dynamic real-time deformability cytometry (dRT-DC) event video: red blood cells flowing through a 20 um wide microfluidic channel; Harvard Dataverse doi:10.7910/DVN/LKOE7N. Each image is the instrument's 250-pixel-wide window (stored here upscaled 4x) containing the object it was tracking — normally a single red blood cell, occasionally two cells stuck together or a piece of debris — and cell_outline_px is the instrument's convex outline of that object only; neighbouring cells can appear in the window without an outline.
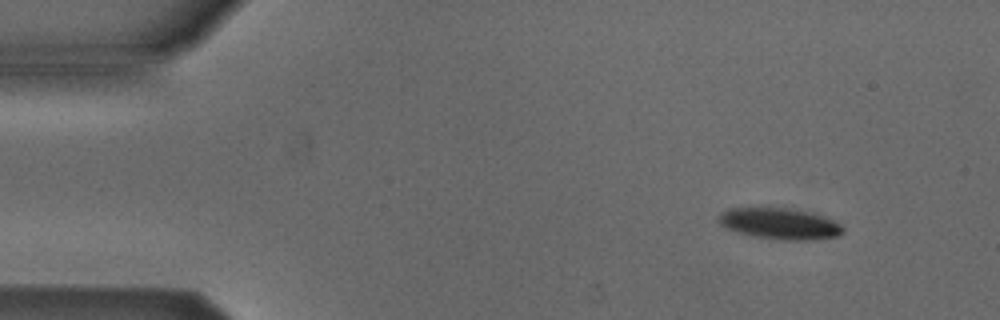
{"species": "Egyptian fruit bat (a non-hibernating species)", "species_latin": "Rousettus aegyptiacus", "temperature_condition": "cold", "stored_images_in_passage": 3, "camera_frame_rate_fps": 3000, "um_per_image_px": 0.085, "animal": {"sex": "male"}, "frame": {"image": 1, "passage_image": 1, "time_ms": 0.0, "image_size_px": [1000, 320], "cell_outline_px": [[844, 232], [836, 236], [812, 240], [784, 240], [752, 236], [736, 232], [720, 224], [720, 216], [728, 208], [788, 208], [812, 212], [832, 220], [840, 224], [844, 228]], "centroid_in_image_um": [66.31, 19.02], "position_along_channel_um": 18.7, "area_um2": 22.37}}